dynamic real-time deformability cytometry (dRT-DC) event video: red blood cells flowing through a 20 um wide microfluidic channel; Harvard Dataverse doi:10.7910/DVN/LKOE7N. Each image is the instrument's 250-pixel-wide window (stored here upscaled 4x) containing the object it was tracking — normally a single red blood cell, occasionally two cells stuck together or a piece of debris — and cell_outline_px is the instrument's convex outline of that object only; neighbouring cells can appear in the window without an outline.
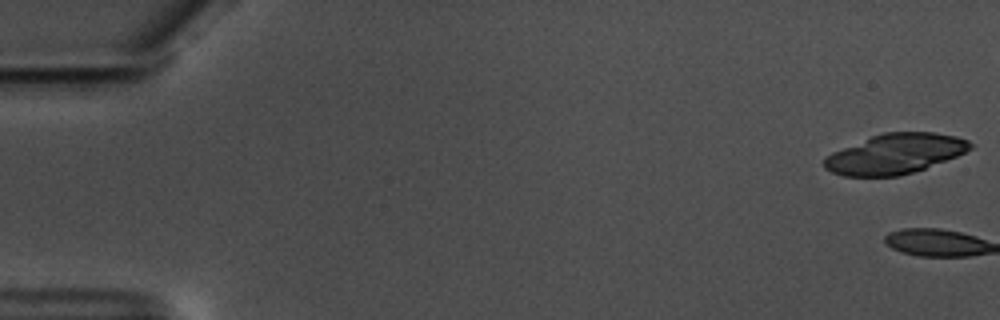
{"species": "common noctule bat (a hibernating species)", "species_latin": "Nyctalus noctula", "temperature_condition": "warm", "stored_images_in_passage": 2, "camera_frame_rate_fps": 3000, "um_per_image_px": 0.085, "animal": {"sex": "male", "body_mass_g": 17.5, "forearm_length_mm": 52.3}, "frame": {"image": 1, "passage_image": 1, "time_ms": 0.0, "image_size_px": [1000, 320], "cell_outline_px": [[976, 144], [972, 148], [956, 156], [924, 168], [900, 176], [844, 176], [832, 172], [824, 168], [824, 160], [832, 152], [872, 136], [884, 132], [936, 132], [956, 136], [968, 140]], "centroid_in_image_um": [76.1, 13.07], "position_along_channel_um": 8.9, "area_um2": 33.81}}